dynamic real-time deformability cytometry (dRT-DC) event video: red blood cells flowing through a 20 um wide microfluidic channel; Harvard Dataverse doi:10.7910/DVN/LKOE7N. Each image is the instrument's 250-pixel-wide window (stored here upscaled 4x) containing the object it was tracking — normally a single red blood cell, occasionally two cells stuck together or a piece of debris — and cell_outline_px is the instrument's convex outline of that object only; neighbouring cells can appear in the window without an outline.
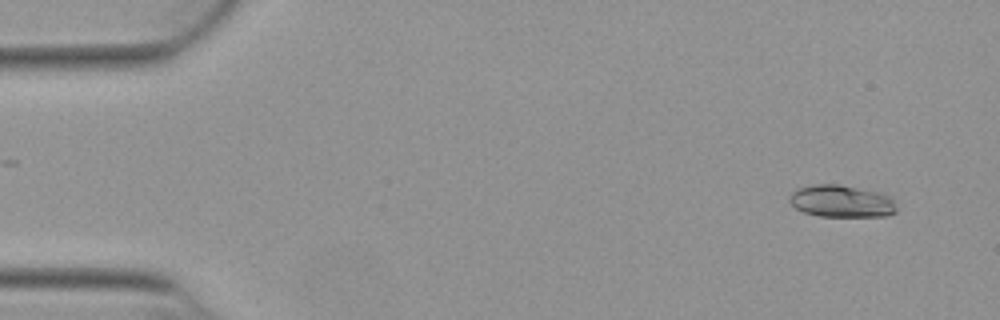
{"species": "Egyptian fruit bat (a non-hibernating species)", "species_latin": "Rousettus aegyptiacus", "temperature_condition": "warm", "stored_images_in_passage": 53, "camera_frame_rate_fps": 3000, "um_per_image_px": 0.085, "animal": {"sex": "female"}, "frame": {"image": 1, "passage_image": 4, "time_ms": 1.0, "image_size_px": [1000, 320], "cell_outline_px": [[896, 212], [888, 216], [820, 216], [804, 212], [796, 208], [788, 200], [788, 196], [796, 188], [812, 184], [840, 184], [880, 192], [888, 196], [892, 200], [896, 208]], "centroid_in_image_um": [71.49, 17.09], "position_along_channel_um": 13.5, "area_um2": 20.17}}
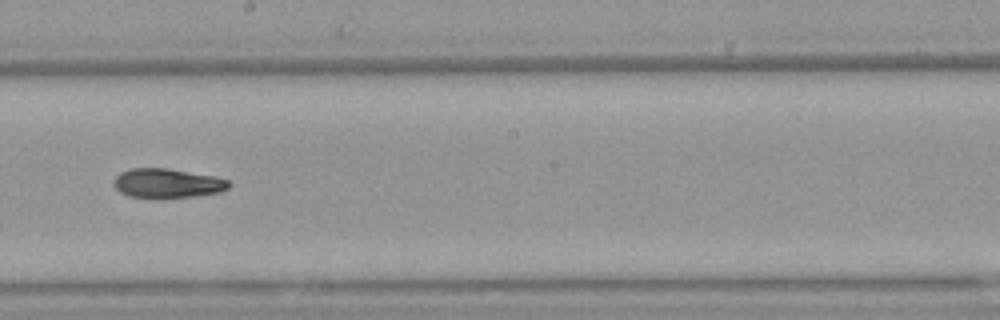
{"frame": {"image": 2, "passage_image": 30, "time_ms": 9.667, "image_size_px": [1000, 320], "cell_outline_px": [[232, 184], [228, 188], [220, 192], [192, 196], [156, 200], [152, 200], [128, 196], [120, 192], [112, 184], [112, 180], [120, 172], [128, 168], [168, 168], [216, 176], [228, 180]], "centroid_in_image_um": [14.18, 15.59], "position_along_channel_um": 234.0, "area_um2": 20.4}}
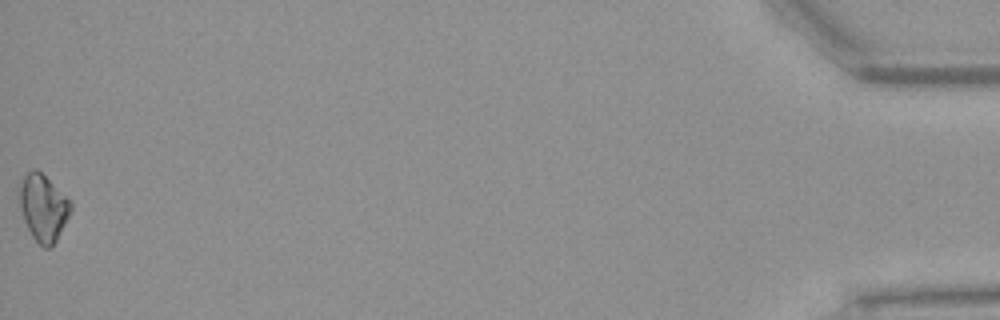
{"frame": {"image": 3, "passage_image": 53, "time_ms": 17.333, "image_size_px": [1000, 320], "cell_outline_px": [[72, 208], [56, 240], [48, 248], [44, 248], [32, 236], [24, 220], [20, 208], [16, 192], [16, 188], [24, 176], [32, 168], [36, 168], [72, 204]], "centroid_in_image_um": [3.6, 17.63], "position_along_channel_um": 431.6, "area_um2": 19.59}, "authors_computed_cell_mechanics": {"area_um2": 19.7098, "velocity_mm_per_s": 3.8882, "shape_relaxation_time_tau1_ms": 7.6068, "shape_relaxation_time_tau2_ms": null, "deformation_change_tau1": 0.1636, "deformation_change_tau2": null}}